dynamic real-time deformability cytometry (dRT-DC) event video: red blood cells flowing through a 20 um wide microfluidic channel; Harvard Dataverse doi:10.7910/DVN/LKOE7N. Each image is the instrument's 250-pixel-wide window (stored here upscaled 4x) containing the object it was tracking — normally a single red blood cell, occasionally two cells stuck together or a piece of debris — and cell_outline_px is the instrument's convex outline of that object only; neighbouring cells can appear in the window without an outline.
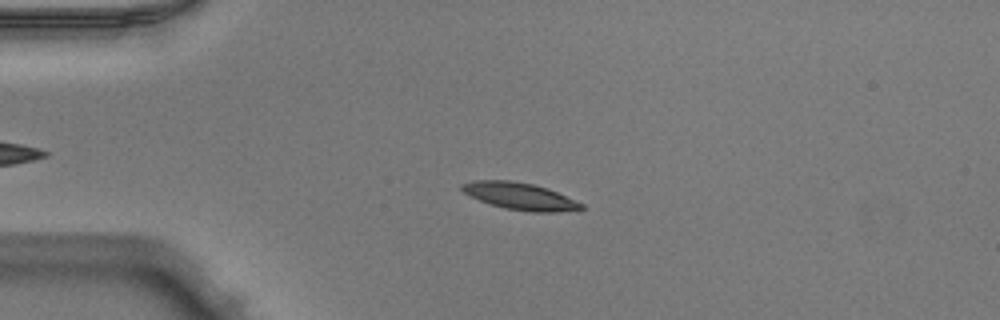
{"species": "Egyptian fruit bat (a non-hibernating species)", "species_latin": "Rousettus aegyptiacus", "temperature_condition": "warm", "stored_images_in_passage": 41, "camera_frame_rate_fps": 3000, "um_per_image_px": 0.085, "animal": {"sex": "male"}, "frame": {"image": 1, "passage_image": 9, "time_ms": 2.667, "image_size_px": [1000, 320], "cell_outline_px": [[584, 208], [552, 212], [532, 212], [504, 208], [480, 200], [464, 192], [460, 188], [460, 184], [476, 180], [508, 180], [532, 184], [556, 192], [584, 204]], "centroid_in_image_um": [44.16, 16.67], "position_along_channel_um": 40.8, "area_um2": 18.32}}
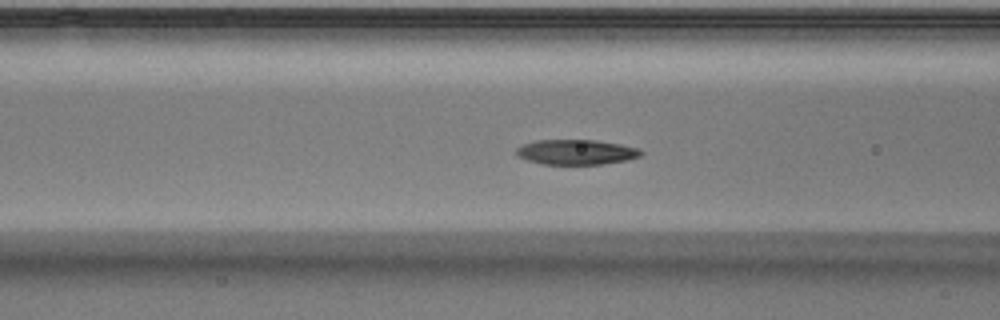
{"frame": {"image": 2, "passage_image": 17, "time_ms": 5.333, "image_size_px": [1000, 320], "cell_outline_px": [[644, 152], [640, 156], [624, 160], [600, 164], [544, 164], [528, 160], [520, 156], [516, 152], [516, 148], [524, 144], [536, 140], [596, 140], [620, 144], [640, 148]], "centroid_in_image_um": [49.01, 12.91], "position_along_channel_um": 117.6, "area_um2": 17.98}}
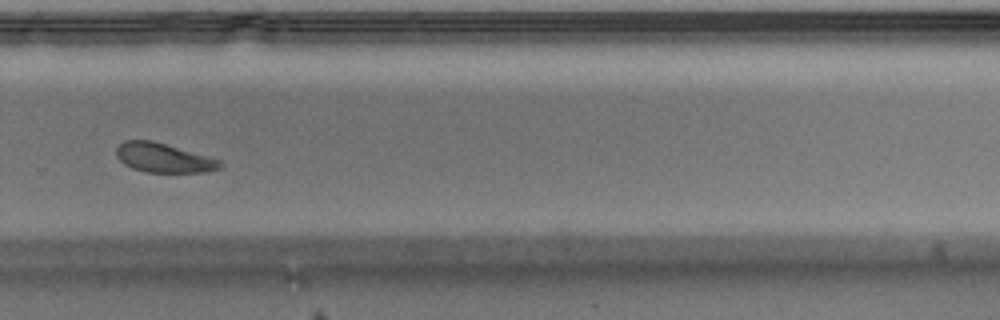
{"frame": {"image": 3, "passage_image": 32, "time_ms": 10.333, "image_size_px": [1000, 320], "cell_outline_px": [[224, 168], [208, 172], [144, 172], [132, 168], [124, 164], [116, 156], [116, 148], [124, 140], [152, 140], [220, 160], [224, 164]], "centroid_in_image_um": [13.92, 13.43], "position_along_channel_um": 315.9, "area_um2": 17.74}, "authors_computed_cell_mechanics": {"area_um2": 18.3804, "velocity_mm_per_s": 3.9705, "shape_relaxation_time_tau1_ms": 2.3914, "shape_relaxation_time_tau2_ms": null, "deformation_change_tau1": 0.1294, "deformation_change_tau2": null}}